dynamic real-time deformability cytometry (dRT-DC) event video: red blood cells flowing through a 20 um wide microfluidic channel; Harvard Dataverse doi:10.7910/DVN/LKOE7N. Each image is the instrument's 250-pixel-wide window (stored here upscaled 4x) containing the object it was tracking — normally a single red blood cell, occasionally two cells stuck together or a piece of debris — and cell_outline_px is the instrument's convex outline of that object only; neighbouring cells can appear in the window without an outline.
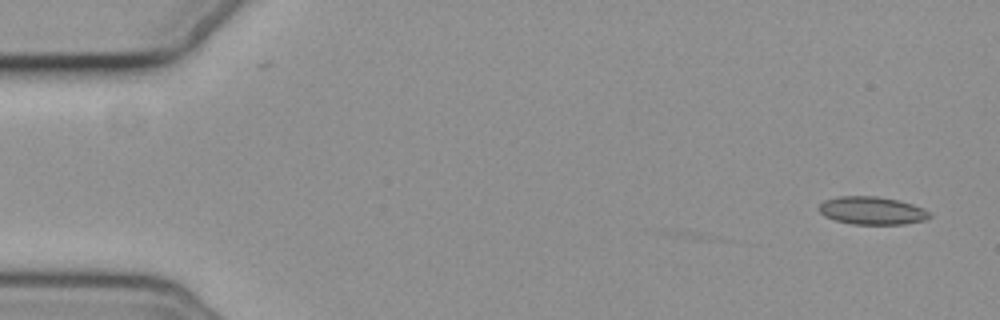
{"species": "common noctule bat (a hibernating species)", "species_latin": "Nyctalus noctula", "temperature_condition": "cold", "stored_images_in_passage": 3, "camera_frame_rate_fps": 3000, "um_per_image_px": 0.085, "animal": {"sex": "female", "body_mass_g": 19.3, "forearm_length_mm": 54.1}, "frame": {"image": 1, "passage_image": 1, "time_ms": 0.0, "image_size_px": [1000, 320], "cell_outline_px": [[932, 216], [924, 220], [904, 224], [852, 224], [836, 220], [824, 216], [820, 212], [820, 204], [824, 200], [836, 196], [876, 196], [900, 200], [924, 208]], "centroid_in_image_um": [74.12, 17.89], "position_along_channel_um": 10.9, "area_um2": 17.98}}